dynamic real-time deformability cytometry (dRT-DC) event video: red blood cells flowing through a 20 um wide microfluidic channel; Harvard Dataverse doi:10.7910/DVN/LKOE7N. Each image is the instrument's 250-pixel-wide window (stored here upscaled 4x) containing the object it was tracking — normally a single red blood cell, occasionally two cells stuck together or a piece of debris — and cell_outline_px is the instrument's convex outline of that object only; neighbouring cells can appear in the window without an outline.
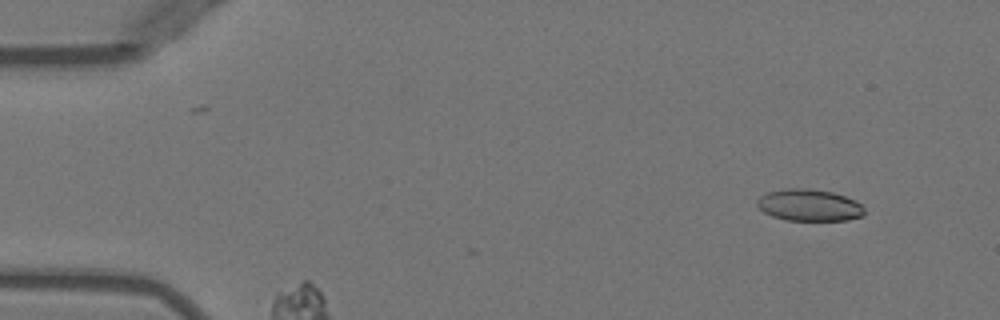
{"species": "Egyptian fruit bat (a non-hibernating species)", "species_latin": "Rousettus aegyptiacus", "temperature_condition": "warm", "stored_images_in_passage": 32, "camera_frame_rate_fps": 3000, "um_per_image_px": 0.085, "animal": {"sex": "female"}, "frame": {"image": 1, "passage_image": 1, "time_ms": 0.0, "image_size_px": [1000, 320], "cell_outline_px": [[864, 216], [848, 220], [784, 220], [772, 216], [764, 212], [756, 204], [756, 200], [760, 196], [768, 192], [788, 188], [812, 188], [832, 192], [856, 200], [864, 208]], "centroid_in_image_um": [68.79, 17.43], "position_along_channel_um": 16.2, "area_um2": 20.0}}
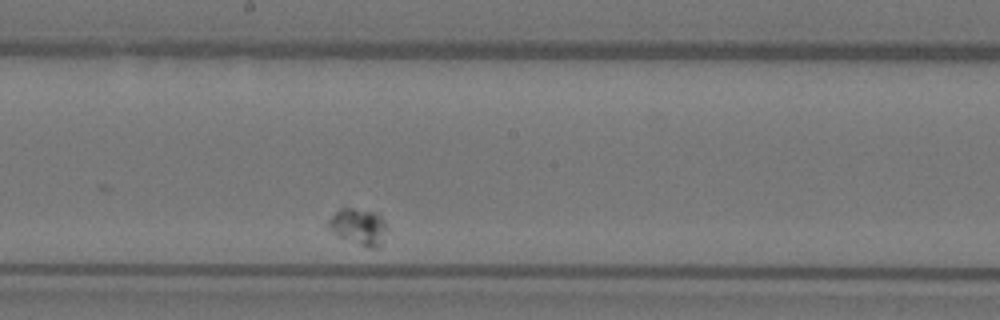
{"frame": {"image": 2, "passage_image": 18, "time_ms": 5.667, "image_size_px": [1000, 320], "cell_outline_px": [[388, 228], [380, 244], [376, 248], [368, 248], [340, 236], [332, 232], [328, 228], [328, 220], [340, 208], [352, 208], [376, 212], [384, 220]], "centroid_in_image_um": [30.5, 19.25], "position_along_channel_um": 217.7, "area_um2": 12.25}}
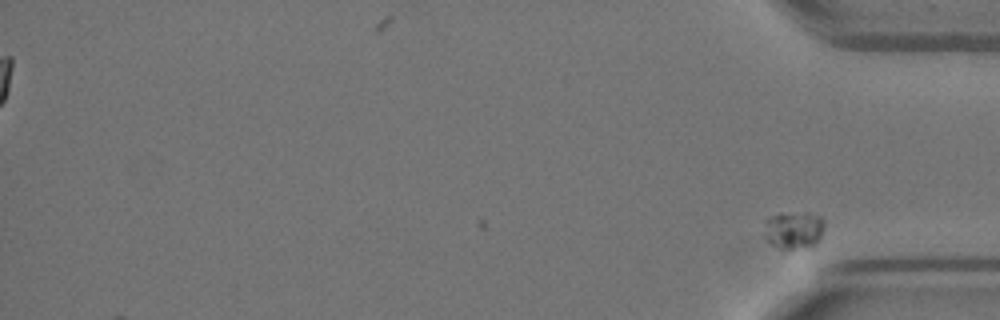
{"frame": {"image": 3, "passage_image": 32, "time_ms": 10.333, "image_size_px": [1000, 320], "cell_outline_px": [[824, 228], [816, 244], [784, 252], [780, 252], [768, 244], [764, 236], [764, 220], [768, 216], [780, 212], [804, 212], [820, 216], [824, 220]], "centroid_in_image_um": [67.38, 19.58], "position_along_channel_um": 367.8, "area_um2": 14.05}, "authors_computed_cell_mechanics": {"area_um2": 12.9472, "velocity_mm_per_s": 3.1115, "shape_relaxation_time_tau1_ms": null, "shape_relaxation_time_tau2_ms": 2.3213, "deformation_change_tau1": null, "deformation_change_tau2": null}}